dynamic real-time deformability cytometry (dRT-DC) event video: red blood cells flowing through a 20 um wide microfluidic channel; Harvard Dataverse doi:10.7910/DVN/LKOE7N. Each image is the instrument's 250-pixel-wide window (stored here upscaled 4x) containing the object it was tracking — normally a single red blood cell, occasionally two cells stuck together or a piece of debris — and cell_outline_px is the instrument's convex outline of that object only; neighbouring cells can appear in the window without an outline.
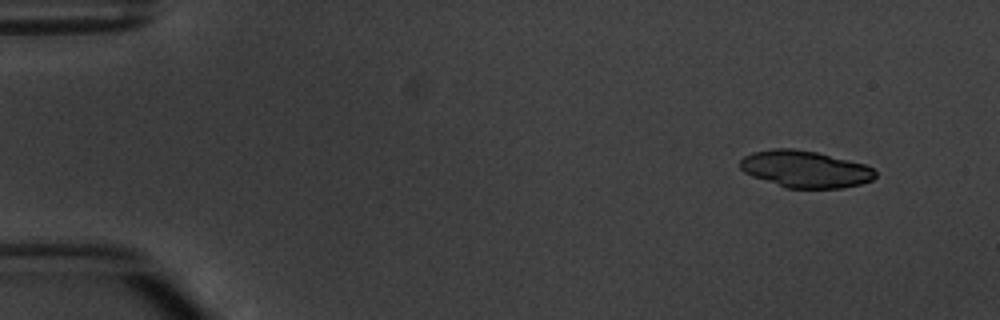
{"species": "common noctule bat (a hibernating species)", "species_latin": "Nyctalus noctula", "temperature_condition": "warm", "stored_images_in_passage": 5, "camera_frame_rate_fps": 3000, "um_per_image_px": 0.085, "animal": {"sex": "male", "body_mass_g": 20.1, "forearm_length_mm": 53.5}, "frame": {"image": 1, "passage_image": 1, "time_ms": 0.0, "image_size_px": [1000, 320], "cell_outline_px": [[876, 176], [872, 180], [860, 184], [840, 188], [784, 188], [752, 176], [744, 172], [740, 168], [740, 160], [744, 156], [752, 152], [772, 148], [792, 148], [816, 152], [864, 164], [872, 168], [876, 172]], "centroid_in_image_um": [68.4, 14.37], "position_along_channel_um": 16.6, "area_um2": 29.07}}
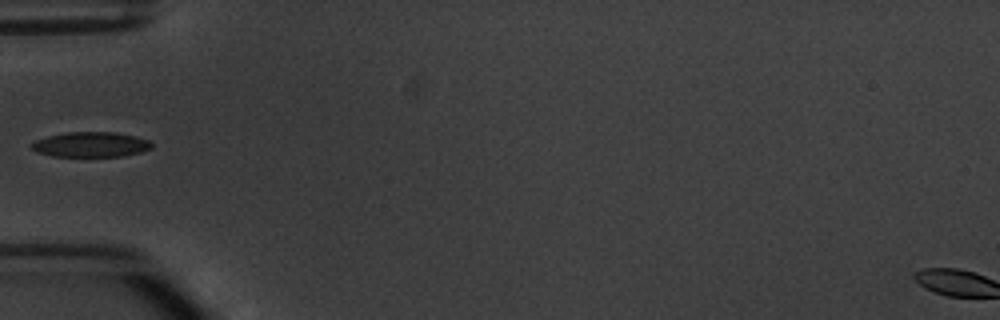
{"frame": {"image": 2, "passage_image": 5, "time_ms": 4.667, "image_size_px": [1000, 320], "cell_outline_px": [[152, 148], [140, 152], [124, 156], [52, 156], [36, 152], [28, 144], [36, 140], [48, 136], [68, 132], [116, 132], [136, 136], [148, 140], [152, 144]], "centroid_in_image_um": [7.71, 12.28], "position_along_channel_um": 77.3, "area_um2": 17.57}}